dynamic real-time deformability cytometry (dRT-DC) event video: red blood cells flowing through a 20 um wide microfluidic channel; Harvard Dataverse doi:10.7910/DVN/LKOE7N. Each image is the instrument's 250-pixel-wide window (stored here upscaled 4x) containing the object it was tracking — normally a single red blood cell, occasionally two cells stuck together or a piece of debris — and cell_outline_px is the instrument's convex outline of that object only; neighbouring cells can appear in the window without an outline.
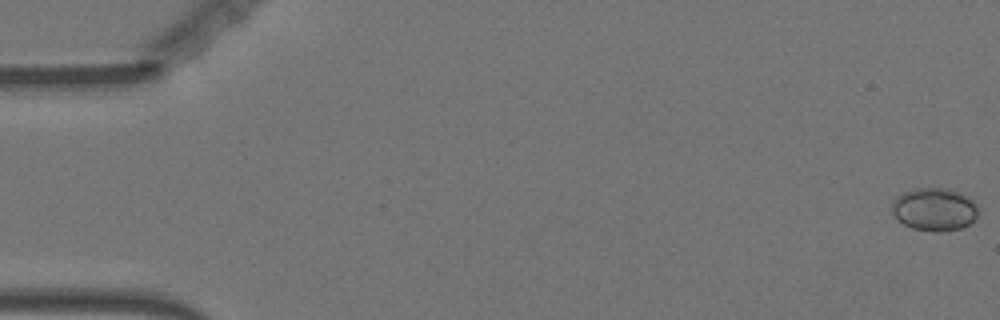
{"species": "Egyptian fruit bat (a non-hibernating species)", "species_latin": "Rousettus aegyptiacus", "temperature_condition": "warm", "stored_images_in_passage": 17, "camera_frame_rate_fps": 3000, "um_per_image_px": 0.085, "animal": {"sex": "female"}, "frame": {"image": 1, "passage_image": 1, "time_ms": 0.0, "image_size_px": [1000, 320], "cell_outline_px": [[976, 216], [968, 224], [960, 228], [936, 232], [932, 232], [912, 228], [904, 224], [892, 212], [892, 200], [896, 196], [904, 192], [916, 188], [948, 188], [960, 192], [972, 200], [976, 204]], "centroid_in_image_um": [79.39, 17.78], "position_along_channel_um": 5.6, "area_um2": 21.39}}
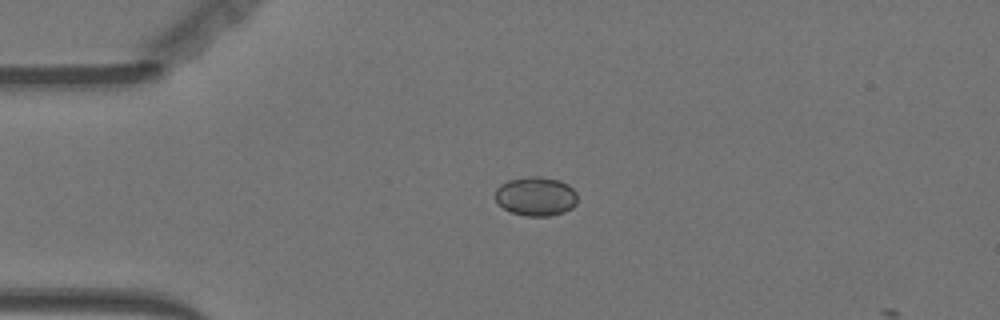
{"frame": {"image": 2, "passage_image": 14, "time_ms": 4.333, "image_size_px": [1000, 320], "cell_outline_px": [[576, 204], [572, 208], [564, 212], [548, 216], [524, 216], [512, 212], [504, 208], [496, 200], [496, 188], [500, 184], [508, 180], [532, 176], [540, 176], [560, 180], [568, 184], [576, 192]], "centroid_in_image_um": [45.56, 16.68], "position_along_channel_um": 39.4, "area_um2": 18.73}}